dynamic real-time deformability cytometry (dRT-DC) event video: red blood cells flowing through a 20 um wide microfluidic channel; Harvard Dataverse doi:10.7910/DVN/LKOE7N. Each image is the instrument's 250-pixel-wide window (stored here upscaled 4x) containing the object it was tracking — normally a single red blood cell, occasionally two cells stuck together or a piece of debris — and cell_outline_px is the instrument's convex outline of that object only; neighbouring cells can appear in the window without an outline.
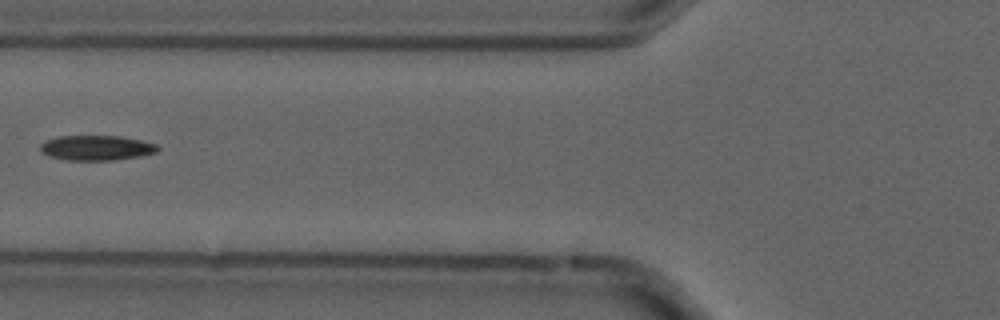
{"species": "common noctule bat (a hibernating species)", "species_latin": "Nyctalus noctula", "temperature_condition": "cold", "stored_images_in_passage": 3, "camera_frame_rate_fps": 3000, "um_per_image_px": 0.085, "animal": {"sex": "male", "forearm_length_mm": 52.5}, "frame": {"image": 1, "passage_image": 2, "time_ms": 0.333, "image_size_px": [1000, 320], "cell_outline_px": [[160, 148], [156, 152], [136, 156], [112, 160], [68, 160], [48, 156], [40, 152], [40, 144], [44, 140], [60, 136], [120, 136], [140, 140], [156, 144]], "centroid_in_image_um": [8.13, 12.56], "position_along_channel_um": 117.7, "area_um2": 16.99}}
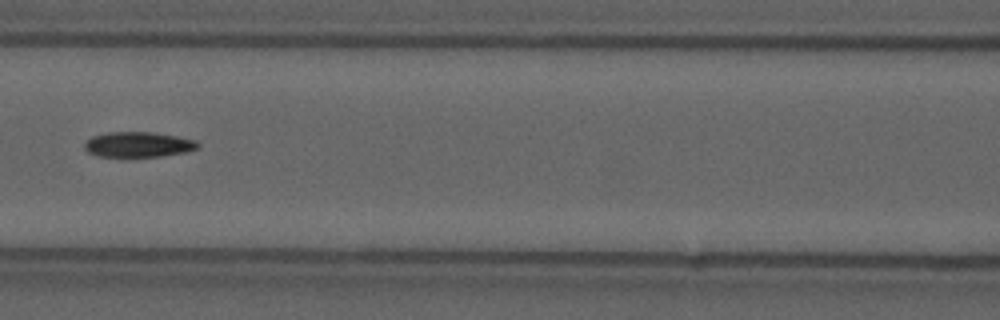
{"frame": {"image": 2, "passage_image": 3, "time_ms": 0.667, "image_size_px": [1000, 320], "cell_outline_px": [[200, 144], [196, 148], [184, 152], [160, 156], [96, 156], [88, 152], [84, 148], [84, 144], [92, 136], [108, 132], [156, 132], [196, 140]], "centroid_in_image_um": [11.73, 12.27], "position_along_channel_um": 154.9, "area_um2": 16.53}}